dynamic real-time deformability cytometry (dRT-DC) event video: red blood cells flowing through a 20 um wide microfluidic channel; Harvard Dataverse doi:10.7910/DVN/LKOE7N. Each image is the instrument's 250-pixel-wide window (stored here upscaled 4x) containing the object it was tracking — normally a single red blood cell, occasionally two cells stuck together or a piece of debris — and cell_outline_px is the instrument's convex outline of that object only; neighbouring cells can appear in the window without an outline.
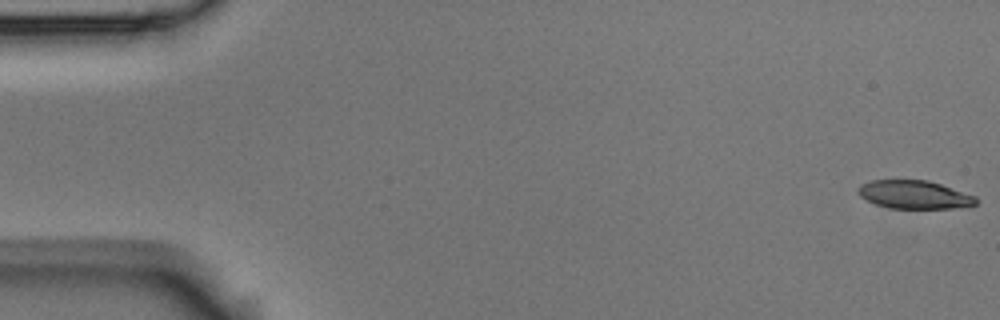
{"species": "Egyptian fruit bat (a non-hibernating species)", "species_latin": "Rousettus aegyptiacus", "temperature_condition": "room temperature", "stored_images_in_passage": 5, "camera_frame_rate_fps": 3000, "um_per_image_px": 0.085, "animal": {"sex": "male"}, "frame": {"image": 1, "passage_image": 1, "time_ms": 0.0, "image_size_px": [1000, 320], "cell_outline_px": [[976, 204], [968, 208], [888, 208], [876, 204], [860, 196], [856, 192], [856, 188], [860, 184], [872, 180], [928, 180], [976, 196]], "centroid_in_image_um": [77.71, 16.55], "position_along_channel_um": 7.3, "area_um2": 19.54}}
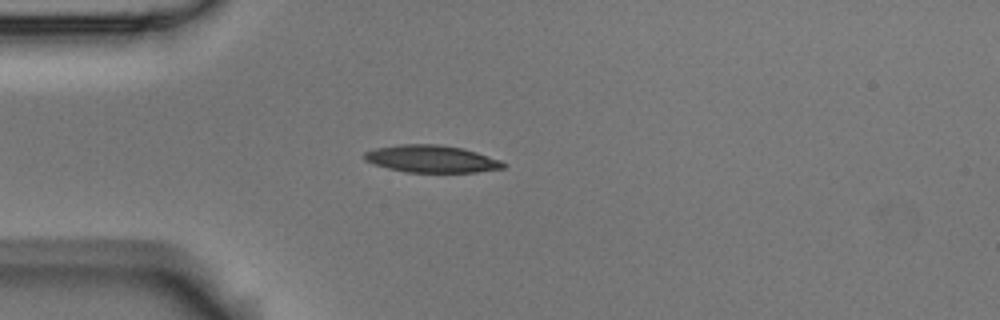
{"frame": {"image": 2, "passage_image": 5, "time_ms": 1.333, "image_size_px": [1000, 320], "cell_outline_px": [[504, 168], [476, 172], [404, 172], [388, 168], [364, 160], [364, 152], [376, 148], [400, 144], [440, 144], [464, 148], [500, 160], [504, 164]], "centroid_in_image_um": [36.66, 13.5], "position_along_channel_um": 48.3, "area_um2": 21.96}}